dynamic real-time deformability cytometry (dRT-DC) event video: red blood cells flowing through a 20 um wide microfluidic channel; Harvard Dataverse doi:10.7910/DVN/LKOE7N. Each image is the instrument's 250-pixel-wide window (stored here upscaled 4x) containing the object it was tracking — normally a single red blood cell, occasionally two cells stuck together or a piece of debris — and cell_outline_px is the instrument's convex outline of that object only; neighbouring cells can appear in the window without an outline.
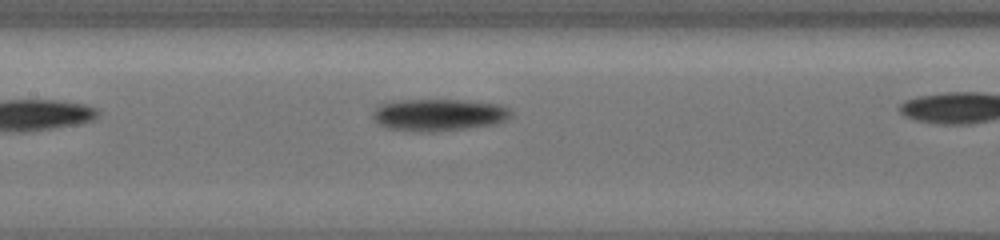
{"species": "common noctule bat (a hibernating species)", "species_latin": "Nyctalus noctula", "temperature_condition": "cold", "stored_images_in_passage": 47, "camera_frame_rate_fps": 3000, "um_per_image_px": 0.085, "animal": {"sex": "female", "body_mass_g": 19.5, "forearm_length_mm": 54.1}, "frame": {"image": 1, "passage_image": 15, "time_ms": 2.333, "image_size_px": [1000, 240], "cell_outline_px": [[512, 116], [508, 120], [496, 124], [468, 128], [436, 132], [420, 132], [392, 128], [380, 124], [372, 116], [376, 108], [380, 104], [392, 100], [468, 100], [500, 104], [508, 108], [512, 112]], "centroid_in_image_um": [37.36, 9.75], "position_along_channel_um": 170.0, "area_um2": 26.01}}